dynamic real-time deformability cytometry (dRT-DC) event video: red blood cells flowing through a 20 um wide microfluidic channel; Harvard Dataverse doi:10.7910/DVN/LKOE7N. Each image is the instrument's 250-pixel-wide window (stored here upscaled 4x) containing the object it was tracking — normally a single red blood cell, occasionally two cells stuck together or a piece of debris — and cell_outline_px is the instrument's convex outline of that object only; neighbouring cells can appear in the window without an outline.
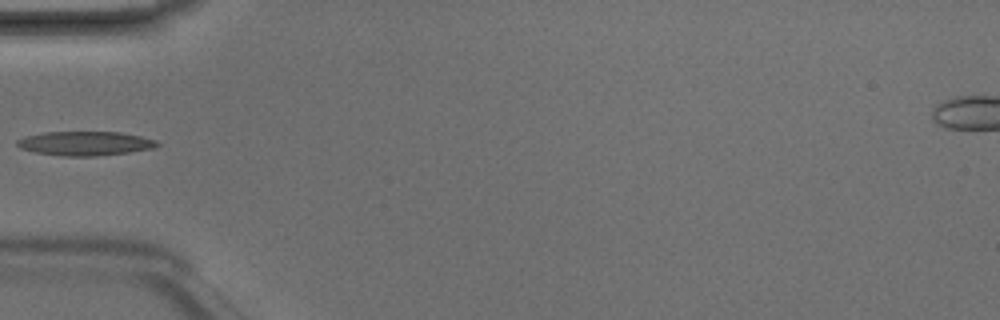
{"species": "Egyptian fruit bat (a non-hibernating species)", "species_latin": "Rousettus aegyptiacus", "temperature_condition": "room temperature", "stored_images_in_passage": 4, "camera_frame_rate_fps": 3000, "um_per_image_px": 0.085, "animal": {"sex": "male"}, "frame": {"image": 1, "passage_image": 4, "time_ms": 1.0, "image_size_px": [1000, 320], "cell_outline_px": [[160, 144], [152, 148], [128, 152], [96, 156], [64, 156], [36, 152], [20, 148], [16, 144], [16, 140], [24, 136], [44, 132], [120, 132], [140, 136], [156, 140]], "centroid_in_image_um": [7.2, 12.18], "position_along_channel_um": 77.8, "area_um2": 19.59}}